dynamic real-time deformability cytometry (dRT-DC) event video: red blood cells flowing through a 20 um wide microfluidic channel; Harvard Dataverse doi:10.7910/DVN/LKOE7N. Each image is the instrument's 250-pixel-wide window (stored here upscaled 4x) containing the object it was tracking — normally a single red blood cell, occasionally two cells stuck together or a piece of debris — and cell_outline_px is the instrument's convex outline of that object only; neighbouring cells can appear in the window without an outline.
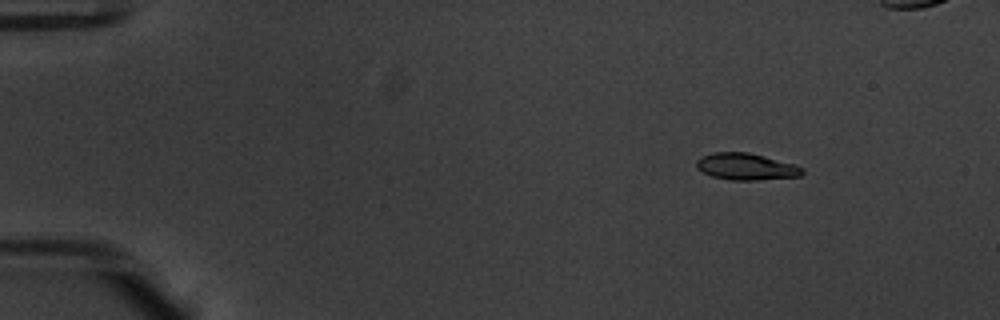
{"species": "common noctule bat (a hibernating species)", "species_latin": "Nyctalus noctula", "temperature_condition": "warm", "stored_images_in_passage": 13, "camera_frame_rate_fps": 3000, "um_per_image_px": 0.085, "animal": {"sex": "male", "body_mass_g": 20.1, "forearm_length_mm": 53.5}, "frame": {"image": 1, "passage_image": 4, "time_ms": 1.0, "image_size_px": [1000, 320], "cell_outline_px": [[804, 172], [800, 176], [756, 180], [732, 180], [712, 176], [696, 168], [696, 160], [700, 156], [712, 152], [748, 152], [764, 156], [792, 164], [804, 168]], "centroid_in_image_um": [63.38, 14.15], "position_along_channel_um": 21.6, "area_um2": 16.42}}